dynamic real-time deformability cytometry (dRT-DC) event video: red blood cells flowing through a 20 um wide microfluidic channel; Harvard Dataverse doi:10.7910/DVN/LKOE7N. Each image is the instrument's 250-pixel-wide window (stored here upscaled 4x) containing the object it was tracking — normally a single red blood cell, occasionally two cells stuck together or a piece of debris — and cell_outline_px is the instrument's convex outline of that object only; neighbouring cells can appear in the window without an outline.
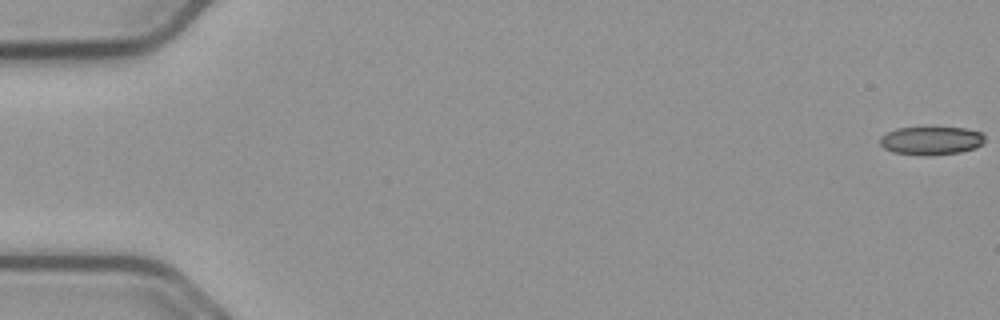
{"species": "common noctule bat (a hibernating species)", "species_latin": "Nyctalus noctula", "temperature_condition": "cold", "stored_images_in_passage": 56, "camera_frame_rate_fps": 3000, "um_per_image_px": 0.085, "animal": {"sex": "male", "body_mass_g": 23.1, "forearm_length_mm": 52.7}, "frame": {"image": 1, "passage_image": 1, "time_ms": 0.0, "image_size_px": [1000, 320], "cell_outline_px": [[984, 144], [976, 148], [960, 152], [928, 156], [920, 156], [892, 152], [884, 148], [880, 144], [880, 136], [896, 128], [964, 128], [980, 132], [984, 136]], "centroid_in_image_um": [79.14, 11.97], "position_along_channel_um": 5.9, "area_um2": 17.4}}
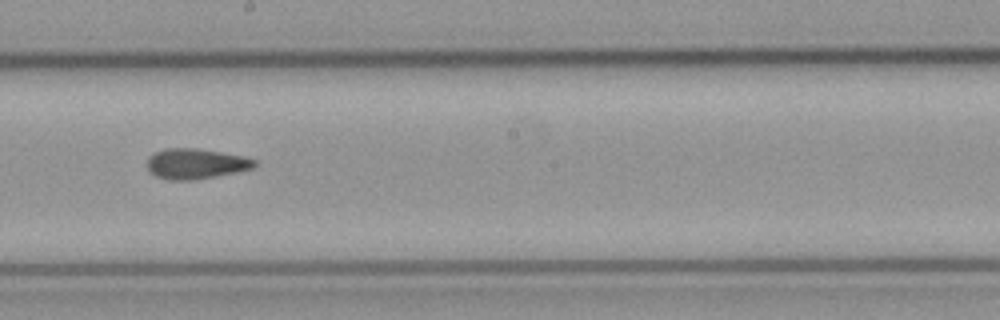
{"frame": {"image": 2, "passage_image": 32, "time_ms": 10.333, "image_size_px": [1000, 320], "cell_outline_px": [[256, 164], [252, 168], [236, 172], [216, 176], [192, 180], [168, 180], [156, 176], [148, 168], [148, 156], [164, 148], [196, 148], [220, 152], [240, 156], [256, 160]], "centroid_in_image_um": [16.61, 13.92], "position_along_channel_um": 231.6, "area_um2": 18.73}}
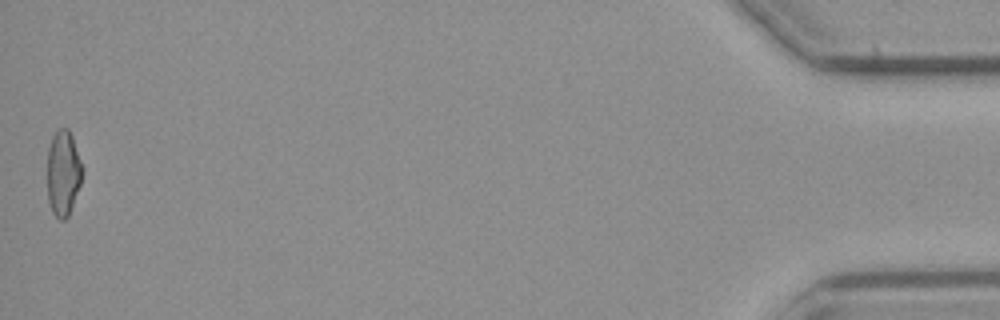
{"frame": {"image": 3, "passage_image": 56, "time_ms": 18.333, "image_size_px": [1000, 320], "cell_outline_px": [[80, 184], [68, 216], [64, 220], [60, 220], [52, 212], [48, 200], [48, 148], [52, 136], [60, 128], [68, 128], [72, 136], [80, 164]], "centroid_in_image_um": [5.33, 14.72], "position_along_channel_um": 429.9, "area_um2": 16.82}, "authors_computed_cell_mechanics": {"area_um2": 18.5538, "velocity_mm_per_s": 3.7344, "shape_relaxation_time_tau1_ms": null, "shape_relaxation_time_tau2_ms": 2.366, "deformation_change_tau1": null, "deformation_change_tau2": 0.1007}}